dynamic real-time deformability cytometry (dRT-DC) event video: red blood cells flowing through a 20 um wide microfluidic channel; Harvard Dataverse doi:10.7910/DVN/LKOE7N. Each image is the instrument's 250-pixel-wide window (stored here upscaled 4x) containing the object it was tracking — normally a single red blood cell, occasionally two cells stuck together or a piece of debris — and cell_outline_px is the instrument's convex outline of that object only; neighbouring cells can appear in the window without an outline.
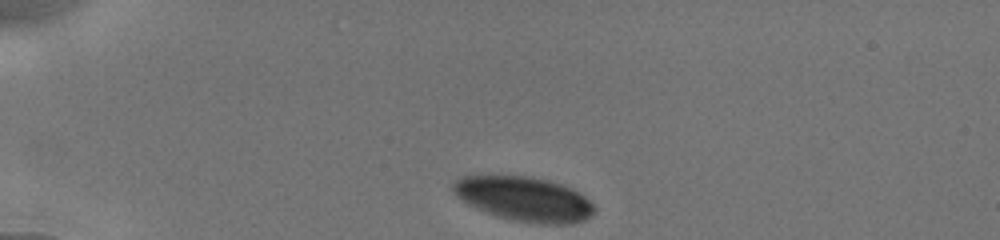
{"species": "human", "species_latin": "Homo sapiens", "temperature_condition": "cold", "stored_images_in_passage": 26, "camera_frame_rate_fps": 3000, "um_per_image_px": 0.085, "donor": {"sex": "male"}, "frame": {"image": 1, "passage_image": 1, "time_ms": 0.0, "image_size_px": [1000, 240], "cell_outline_px": [[596, 212], [584, 220], [572, 224], [540, 224], [512, 220], [484, 212], [468, 204], [452, 188], [452, 184], [456, 180], [464, 176], [524, 176], [548, 180], [572, 188], [584, 196], [596, 208]], "centroid_in_image_um": [44.6, 16.93], "position_along_channel_um": 40.4, "area_um2": 36.3}}
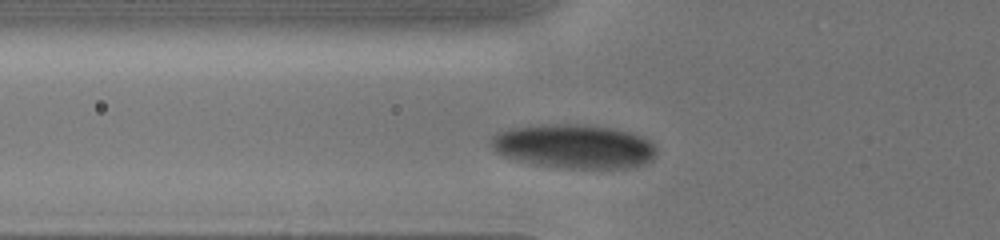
{"frame": {"image": 2, "passage_image": 8, "time_ms": 2.333, "image_size_px": [1000, 240], "cell_outline_px": [[656, 152], [652, 160], [644, 164], [628, 168], [568, 168], [536, 164], [504, 156], [492, 152], [488, 144], [488, 140], [496, 132], [508, 128], [536, 124], [588, 124], [616, 128], [640, 136], [648, 140], [656, 148]], "centroid_in_image_um": [48.72, 12.42], "position_along_channel_um": 77.1, "area_um2": 43.0}}
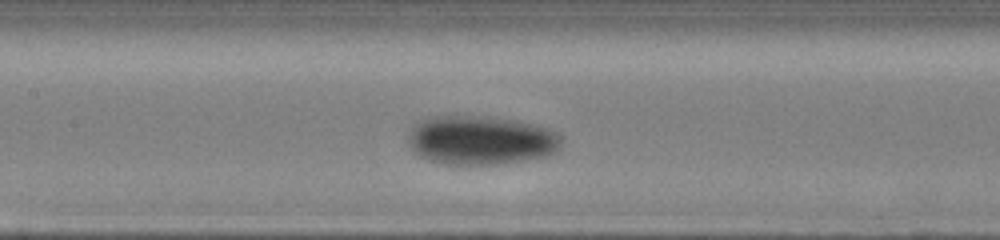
{"frame": {"image": 3, "passage_image": 21, "time_ms": 4.667, "image_size_px": [1000, 240], "cell_outline_px": [[560, 144], [552, 152], [544, 156], [500, 164], [444, 164], [428, 160], [420, 156], [408, 144], [408, 136], [412, 128], [416, 124], [424, 120], [444, 116], [468, 116], [516, 120], [548, 128], [556, 132], [560, 136]], "centroid_in_image_um": [40.84, 11.93], "position_along_channel_um": 166.6, "area_um2": 42.89}}